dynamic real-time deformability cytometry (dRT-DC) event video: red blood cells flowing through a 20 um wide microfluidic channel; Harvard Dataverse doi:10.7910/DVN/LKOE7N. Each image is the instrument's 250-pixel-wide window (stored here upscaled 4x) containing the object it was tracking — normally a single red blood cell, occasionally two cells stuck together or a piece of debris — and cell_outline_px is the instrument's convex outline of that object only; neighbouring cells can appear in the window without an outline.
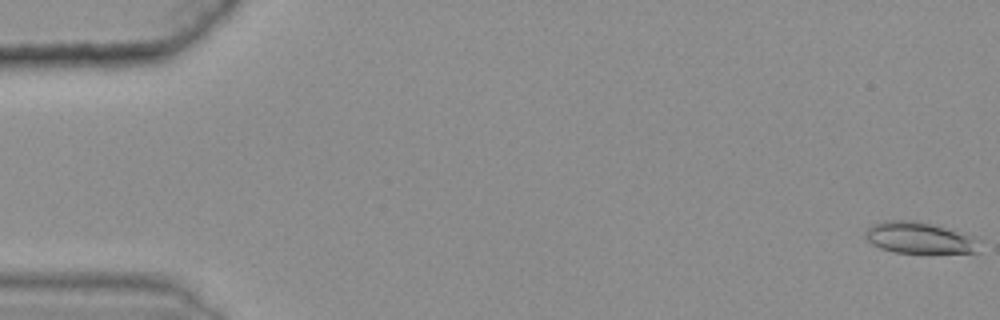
{"species": "common noctule bat (a hibernating species)", "species_latin": "Nyctalus noctula", "temperature_condition": "warm", "stored_images_in_passage": 18, "camera_frame_rate_fps": 3000, "um_per_image_px": 0.085, "animal": {"sex": "female", "body_mass_g": 25.1}, "frame": {"image": 1, "passage_image": 1, "time_ms": 0.0, "image_size_px": [1000, 320], "cell_outline_px": [[984, 240], [980, 252], [896, 252], [880, 248], [872, 244], [864, 236], [864, 232], [872, 224], [884, 220], [916, 220], [980, 236]], "centroid_in_image_um": [78.27, 20.2], "position_along_channel_um": 6.7, "area_um2": 21.44}}